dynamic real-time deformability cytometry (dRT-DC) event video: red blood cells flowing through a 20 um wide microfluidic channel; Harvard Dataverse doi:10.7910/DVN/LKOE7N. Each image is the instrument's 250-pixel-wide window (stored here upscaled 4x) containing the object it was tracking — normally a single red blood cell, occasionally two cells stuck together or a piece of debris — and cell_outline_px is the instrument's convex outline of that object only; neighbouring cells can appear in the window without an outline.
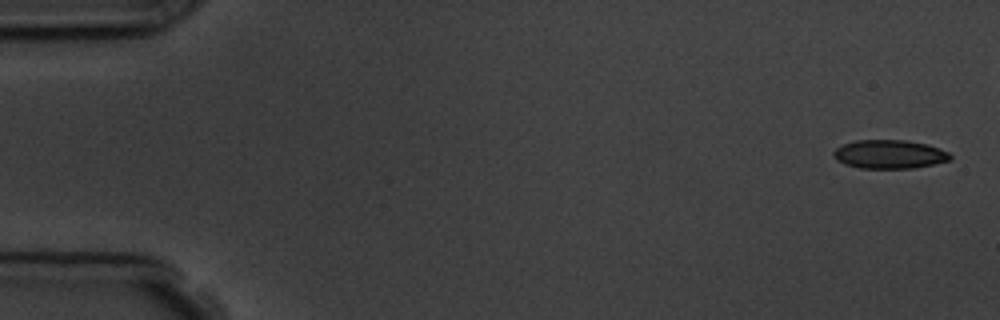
{"species": "common noctule bat (a hibernating species)", "species_latin": "Nyctalus noctula", "temperature_condition": "room temperature", "stored_images_in_passage": 3, "camera_frame_rate_fps": 3000, "um_per_image_px": 0.085, "animal": {"sex": "male", "body_mass_g": 19.5, "forearm_length_mm": 54.6}, "frame": {"image": 1, "passage_image": 1, "time_ms": 0.0, "image_size_px": [1000, 320], "cell_outline_px": [[952, 160], [912, 168], [860, 168], [844, 164], [836, 160], [832, 156], [832, 152], [836, 148], [844, 144], [856, 140], [904, 140], [928, 144], [940, 148], [948, 152], [952, 156]], "centroid_in_image_um": [75.59, 13.11], "position_along_channel_um": 9.4, "area_um2": 19.59}}